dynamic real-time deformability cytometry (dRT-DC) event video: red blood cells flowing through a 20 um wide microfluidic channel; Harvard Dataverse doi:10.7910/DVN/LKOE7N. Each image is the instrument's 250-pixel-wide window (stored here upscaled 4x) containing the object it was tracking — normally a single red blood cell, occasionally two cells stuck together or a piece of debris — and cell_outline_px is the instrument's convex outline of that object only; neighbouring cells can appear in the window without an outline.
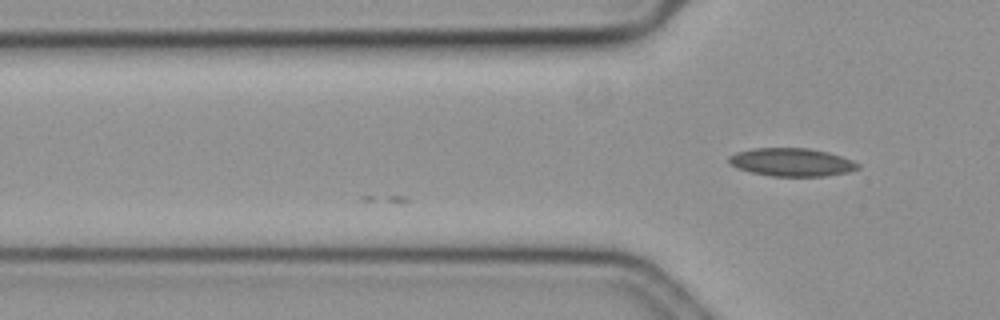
{"species": "common noctule bat (a hibernating species)", "species_latin": "Nyctalus noctula", "temperature_condition": "cold", "stored_images_in_passage": 10, "camera_frame_rate_fps": 3000, "um_per_image_px": 0.085, "animal": {"sex": "female", "body_mass_g": 19.3, "forearm_length_mm": 54.1}, "frame": {"image": 1, "passage_image": 10, "time_ms": 3.0, "image_size_px": [1000, 320], "cell_outline_px": [[860, 168], [848, 172], [824, 176], [772, 176], [752, 172], [736, 168], [728, 164], [728, 156], [736, 152], [752, 148], [808, 148], [828, 152], [852, 160], [860, 164]], "centroid_in_image_um": [67.26, 13.78], "position_along_channel_um": 58.5, "area_um2": 21.21}}